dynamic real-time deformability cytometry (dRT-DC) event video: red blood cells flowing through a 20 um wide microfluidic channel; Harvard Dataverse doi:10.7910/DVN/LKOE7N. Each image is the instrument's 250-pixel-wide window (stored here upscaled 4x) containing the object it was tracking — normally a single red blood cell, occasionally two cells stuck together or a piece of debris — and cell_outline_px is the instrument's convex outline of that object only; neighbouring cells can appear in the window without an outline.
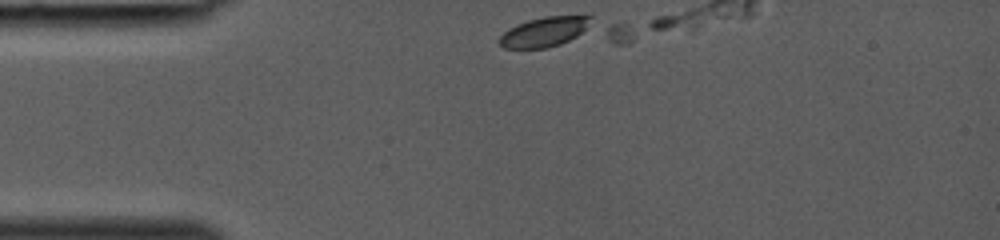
{"species": "common noctule bat (a hibernating species)", "species_latin": "Nyctalus noctula", "temperature_condition": "room temperature", "stored_images_in_passage": 2, "camera_frame_rate_fps": 3000, "um_per_image_px": 0.085, "animal": {"sex": "female", "body_mass_g": 19.0, "forearm_length_mm": 53.3}, "frame": {"image": 1, "passage_image": 1, "time_ms": 0.0, "image_size_px": [1000, 240], "cell_outline_px": [[592, 16], [584, 28], [576, 36], [560, 44], [544, 48], [504, 48], [496, 40], [508, 28], [516, 24], [528, 20], [544, 16]], "centroid_in_image_um": [46.15, 2.71], "position_along_channel_um": 38.8, "area_um2": 15.49}}